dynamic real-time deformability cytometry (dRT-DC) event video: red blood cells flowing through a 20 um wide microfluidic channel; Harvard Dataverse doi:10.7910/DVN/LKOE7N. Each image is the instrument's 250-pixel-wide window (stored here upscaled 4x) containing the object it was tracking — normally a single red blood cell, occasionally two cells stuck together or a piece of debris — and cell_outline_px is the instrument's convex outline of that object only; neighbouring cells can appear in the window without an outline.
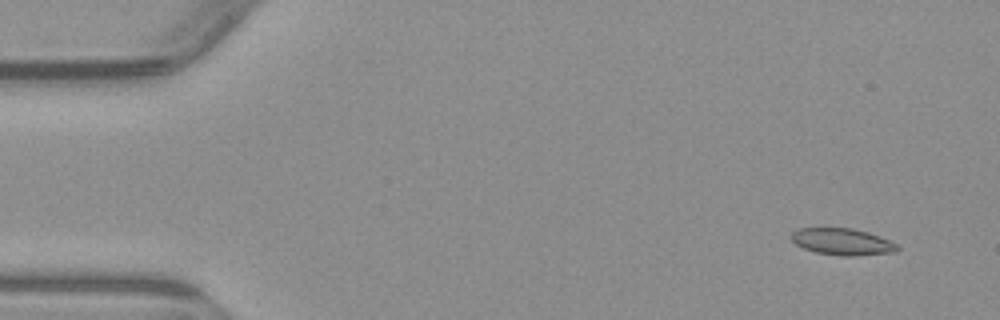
{"species": "common noctule bat (a hibernating species)", "species_latin": "Nyctalus noctula", "temperature_condition": "warm", "stored_images_in_passage": 5, "camera_frame_rate_fps": 3000, "um_per_image_px": 0.085, "animal": {"sex": "male", "body_mass_g": 23.1, "forearm_length_mm": 52.7}, "frame": {"image": 1, "passage_image": 2, "time_ms": 1.0, "image_size_px": [1000, 320], "cell_outline_px": [[900, 248], [896, 252], [852, 256], [844, 256], [816, 252], [804, 248], [796, 244], [792, 240], [792, 232], [796, 228], [852, 228], [868, 232], [880, 236], [896, 244]], "centroid_in_image_um": [71.61, 20.54], "position_along_channel_um": 13.4, "area_um2": 16.42}}
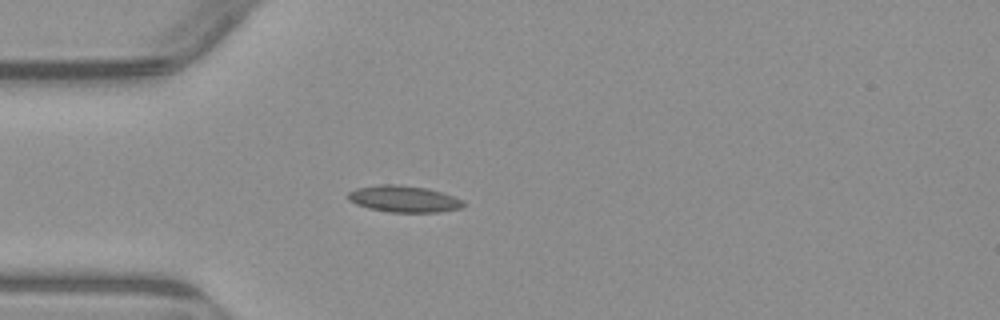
{"frame": {"image": 2, "passage_image": 5, "time_ms": 4.667, "image_size_px": [1000, 320], "cell_outline_px": [[464, 204], [460, 208], [440, 212], [388, 212], [368, 208], [356, 204], [348, 200], [348, 192], [356, 188], [380, 184], [400, 184], [428, 188], [464, 200]], "centroid_in_image_um": [34.3, 16.9], "position_along_channel_um": 50.7, "area_um2": 17.92}}